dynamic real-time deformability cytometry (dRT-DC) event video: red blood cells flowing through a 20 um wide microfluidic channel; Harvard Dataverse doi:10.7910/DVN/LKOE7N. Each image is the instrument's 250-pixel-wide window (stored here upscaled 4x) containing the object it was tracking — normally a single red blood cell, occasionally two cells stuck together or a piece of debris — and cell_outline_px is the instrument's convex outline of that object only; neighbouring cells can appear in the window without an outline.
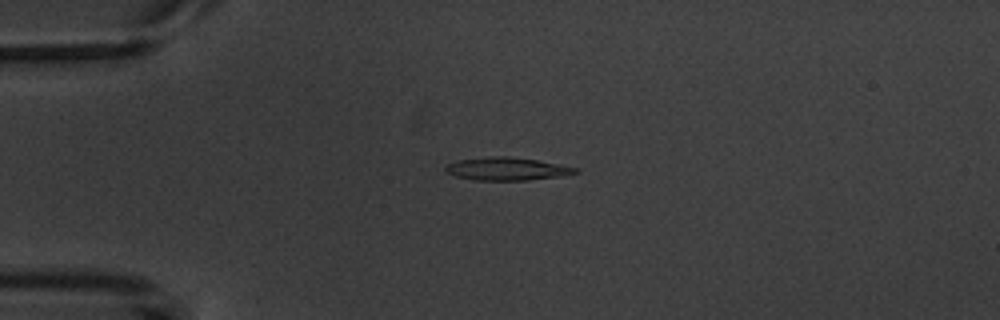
{"species": "common noctule bat (a hibernating species)", "species_latin": "Nyctalus noctula", "temperature_condition": "warm", "stored_images_in_passage": 5, "camera_frame_rate_fps": 3000, "um_per_image_px": 0.085, "animal": {"sex": "male", "body_mass_g": 20.1, "forearm_length_mm": 53.5}, "frame": {"image": 1, "passage_image": 4, "time_ms": 3.333, "image_size_px": [1000, 320], "cell_outline_px": [[580, 172], [564, 176], [528, 180], [476, 180], [456, 176], [448, 172], [444, 168], [448, 164], [460, 160], [492, 156], [508, 156], [536, 160], [560, 164], [580, 168]], "centroid_in_image_um": [43.18, 14.36], "position_along_channel_um": 41.8, "area_um2": 17.28}}